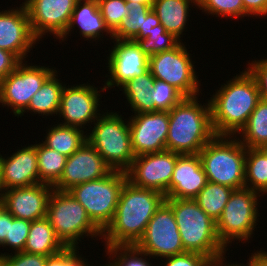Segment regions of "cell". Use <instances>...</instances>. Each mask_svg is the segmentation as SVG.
<instances>
[{"label":"cell","instance_id":"ac0fdd59","mask_svg":"<svg viewBox=\"0 0 267 266\" xmlns=\"http://www.w3.org/2000/svg\"><path fill=\"white\" fill-rule=\"evenodd\" d=\"M3 10H0V49L25 61L34 45L40 42L31 30L27 9L22 3L19 8Z\"/></svg>","mask_w":267,"mask_h":266},{"label":"cell","instance_id":"681fc988","mask_svg":"<svg viewBox=\"0 0 267 266\" xmlns=\"http://www.w3.org/2000/svg\"><path fill=\"white\" fill-rule=\"evenodd\" d=\"M126 2H138L143 4H153L154 0H125Z\"/></svg>","mask_w":267,"mask_h":266},{"label":"cell","instance_id":"db71d44e","mask_svg":"<svg viewBox=\"0 0 267 266\" xmlns=\"http://www.w3.org/2000/svg\"><path fill=\"white\" fill-rule=\"evenodd\" d=\"M100 266H102V265H100ZM103 266H112L110 263H109V261H108V263L107 264H105V265H103Z\"/></svg>","mask_w":267,"mask_h":266},{"label":"cell","instance_id":"52a82bcc","mask_svg":"<svg viewBox=\"0 0 267 266\" xmlns=\"http://www.w3.org/2000/svg\"><path fill=\"white\" fill-rule=\"evenodd\" d=\"M47 218L57 238L65 247L79 248V242L82 243L86 236L91 240L102 238V231L91 221L86 209L68 191L53 189L48 202Z\"/></svg>","mask_w":267,"mask_h":266},{"label":"cell","instance_id":"f5cc1de1","mask_svg":"<svg viewBox=\"0 0 267 266\" xmlns=\"http://www.w3.org/2000/svg\"><path fill=\"white\" fill-rule=\"evenodd\" d=\"M267 154V146L261 148Z\"/></svg>","mask_w":267,"mask_h":266},{"label":"cell","instance_id":"9c48e42d","mask_svg":"<svg viewBox=\"0 0 267 266\" xmlns=\"http://www.w3.org/2000/svg\"><path fill=\"white\" fill-rule=\"evenodd\" d=\"M127 181L126 172L112 170L105 177L78 184L68 192L86 209L91 221L103 232L111 223Z\"/></svg>","mask_w":267,"mask_h":266},{"label":"cell","instance_id":"cb8c5ba5","mask_svg":"<svg viewBox=\"0 0 267 266\" xmlns=\"http://www.w3.org/2000/svg\"><path fill=\"white\" fill-rule=\"evenodd\" d=\"M153 4L127 2L129 14L122 19L119 26L112 32L113 39L132 40L145 39L150 29L160 24Z\"/></svg>","mask_w":267,"mask_h":266},{"label":"cell","instance_id":"816d5d0a","mask_svg":"<svg viewBox=\"0 0 267 266\" xmlns=\"http://www.w3.org/2000/svg\"><path fill=\"white\" fill-rule=\"evenodd\" d=\"M3 188L1 186V182H0V201L2 200V196H3Z\"/></svg>","mask_w":267,"mask_h":266},{"label":"cell","instance_id":"f35d334b","mask_svg":"<svg viewBox=\"0 0 267 266\" xmlns=\"http://www.w3.org/2000/svg\"><path fill=\"white\" fill-rule=\"evenodd\" d=\"M99 10L106 26L113 32L120 24L121 20L129 14L127 2L125 0H97Z\"/></svg>","mask_w":267,"mask_h":266},{"label":"cell","instance_id":"e0dca14e","mask_svg":"<svg viewBox=\"0 0 267 266\" xmlns=\"http://www.w3.org/2000/svg\"><path fill=\"white\" fill-rule=\"evenodd\" d=\"M126 119L135 156L166 150L169 111L138 113Z\"/></svg>","mask_w":267,"mask_h":266},{"label":"cell","instance_id":"4dcf8cb0","mask_svg":"<svg viewBox=\"0 0 267 266\" xmlns=\"http://www.w3.org/2000/svg\"><path fill=\"white\" fill-rule=\"evenodd\" d=\"M245 188L267 196V154L261 148H247Z\"/></svg>","mask_w":267,"mask_h":266},{"label":"cell","instance_id":"484cf974","mask_svg":"<svg viewBox=\"0 0 267 266\" xmlns=\"http://www.w3.org/2000/svg\"><path fill=\"white\" fill-rule=\"evenodd\" d=\"M58 72L59 71L56 70L33 95L28 107L19 115L20 118H22L21 116H25L24 113L29 111L31 114L42 115V117L46 119L47 116L58 115L61 95L65 86V83L58 77Z\"/></svg>","mask_w":267,"mask_h":266},{"label":"cell","instance_id":"4fadbf2b","mask_svg":"<svg viewBox=\"0 0 267 266\" xmlns=\"http://www.w3.org/2000/svg\"><path fill=\"white\" fill-rule=\"evenodd\" d=\"M99 89V90H98ZM101 89V90H100ZM106 91L104 86L101 88L95 87L90 83L78 85L73 84L64 86L61 95V104L58 113V118H62V125L85 129L88 132L87 126L93 124L99 117L101 92ZM93 122V123H92ZM86 126V127H85Z\"/></svg>","mask_w":267,"mask_h":266},{"label":"cell","instance_id":"44dd1931","mask_svg":"<svg viewBox=\"0 0 267 266\" xmlns=\"http://www.w3.org/2000/svg\"><path fill=\"white\" fill-rule=\"evenodd\" d=\"M0 182L3 190L39 183L36 143H28L8 157L0 154Z\"/></svg>","mask_w":267,"mask_h":266},{"label":"cell","instance_id":"7402d4cb","mask_svg":"<svg viewBox=\"0 0 267 266\" xmlns=\"http://www.w3.org/2000/svg\"><path fill=\"white\" fill-rule=\"evenodd\" d=\"M207 177L198 154L180 155L165 198L194 199L206 185Z\"/></svg>","mask_w":267,"mask_h":266},{"label":"cell","instance_id":"3957f363","mask_svg":"<svg viewBox=\"0 0 267 266\" xmlns=\"http://www.w3.org/2000/svg\"><path fill=\"white\" fill-rule=\"evenodd\" d=\"M198 97H185L169 111L166 150L181 155L199 154L215 136L209 100L202 105Z\"/></svg>","mask_w":267,"mask_h":266},{"label":"cell","instance_id":"7bdbcfd3","mask_svg":"<svg viewBox=\"0 0 267 266\" xmlns=\"http://www.w3.org/2000/svg\"><path fill=\"white\" fill-rule=\"evenodd\" d=\"M247 66L246 69L257 83L261 100L267 101V58L249 61Z\"/></svg>","mask_w":267,"mask_h":266},{"label":"cell","instance_id":"f6af8a7d","mask_svg":"<svg viewBox=\"0 0 267 266\" xmlns=\"http://www.w3.org/2000/svg\"><path fill=\"white\" fill-rule=\"evenodd\" d=\"M245 12L256 18L267 17V0H242ZM258 16V17H257Z\"/></svg>","mask_w":267,"mask_h":266},{"label":"cell","instance_id":"ba28073f","mask_svg":"<svg viewBox=\"0 0 267 266\" xmlns=\"http://www.w3.org/2000/svg\"><path fill=\"white\" fill-rule=\"evenodd\" d=\"M259 197L264 198L260 193L247 188L232 192L216 222L217 237L227 250L235 240L249 244V240L253 238L257 222H260Z\"/></svg>","mask_w":267,"mask_h":266},{"label":"cell","instance_id":"277c9868","mask_svg":"<svg viewBox=\"0 0 267 266\" xmlns=\"http://www.w3.org/2000/svg\"><path fill=\"white\" fill-rule=\"evenodd\" d=\"M172 208L185 252L204 255L212 262L226 256L227 249L217 237L216 222L194 199L165 198Z\"/></svg>","mask_w":267,"mask_h":266},{"label":"cell","instance_id":"f907efd6","mask_svg":"<svg viewBox=\"0 0 267 266\" xmlns=\"http://www.w3.org/2000/svg\"><path fill=\"white\" fill-rule=\"evenodd\" d=\"M0 266H4V255L0 253Z\"/></svg>","mask_w":267,"mask_h":266},{"label":"cell","instance_id":"ffe728a7","mask_svg":"<svg viewBox=\"0 0 267 266\" xmlns=\"http://www.w3.org/2000/svg\"><path fill=\"white\" fill-rule=\"evenodd\" d=\"M53 186L38 183L32 186L3 191L1 203L15 218L28 221L47 217V209Z\"/></svg>","mask_w":267,"mask_h":266},{"label":"cell","instance_id":"5bb4252c","mask_svg":"<svg viewBox=\"0 0 267 266\" xmlns=\"http://www.w3.org/2000/svg\"><path fill=\"white\" fill-rule=\"evenodd\" d=\"M181 154L164 150L135 156L126 171L127 181L139 188L153 189L166 196L174 167Z\"/></svg>","mask_w":267,"mask_h":266},{"label":"cell","instance_id":"f1b7e54d","mask_svg":"<svg viewBox=\"0 0 267 266\" xmlns=\"http://www.w3.org/2000/svg\"><path fill=\"white\" fill-rule=\"evenodd\" d=\"M46 136L42 142L49 148L70 157L86 141V131L83 129L62 125L57 122L53 126L46 127Z\"/></svg>","mask_w":267,"mask_h":266},{"label":"cell","instance_id":"8d00e7d4","mask_svg":"<svg viewBox=\"0 0 267 266\" xmlns=\"http://www.w3.org/2000/svg\"><path fill=\"white\" fill-rule=\"evenodd\" d=\"M151 96L157 111H170L185 98L174 86L158 79L155 80Z\"/></svg>","mask_w":267,"mask_h":266},{"label":"cell","instance_id":"ab89813d","mask_svg":"<svg viewBox=\"0 0 267 266\" xmlns=\"http://www.w3.org/2000/svg\"><path fill=\"white\" fill-rule=\"evenodd\" d=\"M79 250L80 248L76 247H65L62 251L48 256L45 266H93L88 264V258L79 254Z\"/></svg>","mask_w":267,"mask_h":266},{"label":"cell","instance_id":"d6986e66","mask_svg":"<svg viewBox=\"0 0 267 266\" xmlns=\"http://www.w3.org/2000/svg\"><path fill=\"white\" fill-rule=\"evenodd\" d=\"M111 171L99 152L86 141L67 157L63 174L53 189L68 191L78 184L101 179Z\"/></svg>","mask_w":267,"mask_h":266},{"label":"cell","instance_id":"603a6c76","mask_svg":"<svg viewBox=\"0 0 267 266\" xmlns=\"http://www.w3.org/2000/svg\"><path fill=\"white\" fill-rule=\"evenodd\" d=\"M75 27H79L80 36L84 37L83 39L86 41L92 40L97 44V42L103 40L101 38L104 37V33L111 41L113 40V34L105 24L97 0L76 1L68 28L58 39L59 43L66 41V39H68L67 37L71 35V32H74Z\"/></svg>","mask_w":267,"mask_h":266},{"label":"cell","instance_id":"2e32d148","mask_svg":"<svg viewBox=\"0 0 267 266\" xmlns=\"http://www.w3.org/2000/svg\"><path fill=\"white\" fill-rule=\"evenodd\" d=\"M77 0H24L30 26L40 41L44 35L59 39L68 28ZM55 36V37H54Z\"/></svg>","mask_w":267,"mask_h":266},{"label":"cell","instance_id":"9a60e30c","mask_svg":"<svg viewBox=\"0 0 267 266\" xmlns=\"http://www.w3.org/2000/svg\"><path fill=\"white\" fill-rule=\"evenodd\" d=\"M114 46L109 49L107 62L108 79L102 84L105 90L118 87L119 89L128 81L146 73L149 70V57L140 49L133 40L112 41Z\"/></svg>","mask_w":267,"mask_h":266},{"label":"cell","instance_id":"4316f807","mask_svg":"<svg viewBox=\"0 0 267 266\" xmlns=\"http://www.w3.org/2000/svg\"><path fill=\"white\" fill-rule=\"evenodd\" d=\"M65 246L57 238L50 220L45 217L31 222L24 251L29 254L51 256L62 251Z\"/></svg>","mask_w":267,"mask_h":266},{"label":"cell","instance_id":"b9f144b4","mask_svg":"<svg viewBox=\"0 0 267 266\" xmlns=\"http://www.w3.org/2000/svg\"><path fill=\"white\" fill-rule=\"evenodd\" d=\"M163 266H211L212 261L202 254L185 252L179 255L162 258Z\"/></svg>","mask_w":267,"mask_h":266},{"label":"cell","instance_id":"d4e9b609","mask_svg":"<svg viewBox=\"0 0 267 266\" xmlns=\"http://www.w3.org/2000/svg\"><path fill=\"white\" fill-rule=\"evenodd\" d=\"M191 5V6H190ZM195 6L198 9L197 0H154L152 9L156 12L160 24L181 42L184 31L187 30V21L190 10ZM191 9H190V8Z\"/></svg>","mask_w":267,"mask_h":266},{"label":"cell","instance_id":"6da1fadb","mask_svg":"<svg viewBox=\"0 0 267 266\" xmlns=\"http://www.w3.org/2000/svg\"><path fill=\"white\" fill-rule=\"evenodd\" d=\"M164 201L162 193L139 188L126 181L120 192L116 213L102 232L104 247L135 245Z\"/></svg>","mask_w":267,"mask_h":266},{"label":"cell","instance_id":"8fae6325","mask_svg":"<svg viewBox=\"0 0 267 266\" xmlns=\"http://www.w3.org/2000/svg\"><path fill=\"white\" fill-rule=\"evenodd\" d=\"M27 62L21 61L14 71L0 81V104L3 108H11L17 118L28 107L33 95L56 71L55 67L28 65Z\"/></svg>","mask_w":267,"mask_h":266},{"label":"cell","instance_id":"7a4b0ae2","mask_svg":"<svg viewBox=\"0 0 267 266\" xmlns=\"http://www.w3.org/2000/svg\"><path fill=\"white\" fill-rule=\"evenodd\" d=\"M225 83L210 95L212 127L215 135L236 136L261 100L260 93L246 68Z\"/></svg>","mask_w":267,"mask_h":266},{"label":"cell","instance_id":"7dc6e473","mask_svg":"<svg viewBox=\"0 0 267 266\" xmlns=\"http://www.w3.org/2000/svg\"><path fill=\"white\" fill-rule=\"evenodd\" d=\"M262 249L251 253V256L247 259V266H267V251Z\"/></svg>","mask_w":267,"mask_h":266},{"label":"cell","instance_id":"ee69618b","mask_svg":"<svg viewBox=\"0 0 267 266\" xmlns=\"http://www.w3.org/2000/svg\"><path fill=\"white\" fill-rule=\"evenodd\" d=\"M20 62L13 53L0 49V81L14 71Z\"/></svg>","mask_w":267,"mask_h":266},{"label":"cell","instance_id":"c3c4849f","mask_svg":"<svg viewBox=\"0 0 267 266\" xmlns=\"http://www.w3.org/2000/svg\"><path fill=\"white\" fill-rule=\"evenodd\" d=\"M225 257H226V256H224V257H222V258H219V259L213 261V262L211 263V266H247V263H246V264L238 263V262H236V263H234V264L231 263V262L227 263V262H225V261H227ZM230 263H231V264H230Z\"/></svg>","mask_w":267,"mask_h":266},{"label":"cell","instance_id":"f546056e","mask_svg":"<svg viewBox=\"0 0 267 266\" xmlns=\"http://www.w3.org/2000/svg\"><path fill=\"white\" fill-rule=\"evenodd\" d=\"M236 136L246 148L267 146V101L258 102L246 125Z\"/></svg>","mask_w":267,"mask_h":266},{"label":"cell","instance_id":"8992f818","mask_svg":"<svg viewBox=\"0 0 267 266\" xmlns=\"http://www.w3.org/2000/svg\"><path fill=\"white\" fill-rule=\"evenodd\" d=\"M106 111H101L103 114L92 124L94 127H88L92 129L86 133L87 142L112 170L126 172L135 158L129 122L119 112Z\"/></svg>","mask_w":267,"mask_h":266},{"label":"cell","instance_id":"d590c367","mask_svg":"<svg viewBox=\"0 0 267 266\" xmlns=\"http://www.w3.org/2000/svg\"><path fill=\"white\" fill-rule=\"evenodd\" d=\"M198 9L202 10L204 14H209L214 17H221L224 19H239L250 17L244 10L242 0H197Z\"/></svg>","mask_w":267,"mask_h":266},{"label":"cell","instance_id":"7c38bea8","mask_svg":"<svg viewBox=\"0 0 267 266\" xmlns=\"http://www.w3.org/2000/svg\"><path fill=\"white\" fill-rule=\"evenodd\" d=\"M135 246L150 254L152 259H161L162 262V258L185 253L175 215L165 201L156 210Z\"/></svg>","mask_w":267,"mask_h":266},{"label":"cell","instance_id":"836d02e7","mask_svg":"<svg viewBox=\"0 0 267 266\" xmlns=\"http://www.w3.org/2000/svg\"><path fill=\"white\" fill-rule=\"evenodd\" d=\"M104 248L105 256L108 255L107 260L110 258L109 263L112 266H153L150 261L152 256L135 245H114Z\"/></svg>","mask_w":267,"mask_h":266},{"label":"cell","instance_id":"83f0119b","mask_svg":"<svg viewBox=\"0 0 267 266\" xmlns=\"http://www.w3.org/2000/svg\"><path fill=\"white\" fill-rule=\"evenodd\" d=\"M155 80L150 70H148L146 73L128 81L119 89L127 99L126 104L128 102V106H130V110L132 111L131 114L157 111L151 96V90Z\"/></svg>","mask_w":267,"mask_h":266},{"label":"cell","instance_id":"d6a6232c","mask_svg":"<svg viewBox=\"0 0 267 266\" xmlns=\"http://www.w3.org/2000/svg\"><path fill=\"white\" fill-rule=\"evenodd\" d=\"M234 190L231 187L207 181L194 200L209 217L217 222Z\"/></svg>","mask_w":267,"mask_h":266},{"label":"cell","instance_id":"1f68e13d","mask_svg":"<svg viewBox=\"0 0 267 266\" xmlns=\"http://www.w3.org/2000/svg\"><path fill=\"white\" fill-rule=\"evenodd\" d=\"M35 142L39 183L54 186L63 174L67 156L47 147L43 142Z\"/></svg>","mask_w":267,"mask_h":266},{"label":"cell","instance_id":"bcb514c9","mask_svg":"<svg viewBox=\"0 0 267 266\" xmlns=\"http://www.w3.org/2000/svg\"><path fill=\"white\" fill-rule=\"evenodd\" d=\"M9 230V211L3 206H0V245L5 241Z\"/></svg>","mask_w":267,"mask_h":266},{"label":"cell","instance_id":"e575fe53","mask_svg":"<svg viewBox=\"0 0 267 266\" xmlns=\"http://www.w3.org/2000/svg\"><path fill=\"white\" fill-rule=\"evenodd\" d=\"M140 49L149 57L154 54L169 51L177 47L181 41L161 25H157L150 29V35L145 39H132Z\"/></svg>","mask_w":267,"mask_h":266},{"label":"cell","instance_id":"5b68a950","mask_svg":"<svg viewBox=\"0 0 267 266\" xmlns=\"http://www.w3.org/2000/svg\"><path fill=\"white\" fill-rule=\"evenodd\" d=\"M246 151L237 136L215 135L198 154L207 181L245 188Z\"/></svg>","mask_w":267,"mask_h":266},{"label":"cell","instance_id":"60d3db41","mask_svg":"<svg viewBox=\"0 0 267 266\" xmlns=\"http://www.w3.org/2000/svg\"><path fill=\"white\" fill-rule=\"evenodd\" d=\"M4 266H45L47 256L41 254H29L26 252L2 253Z\"/></svg>","mask_w":267,"mask_h":266},{"label":"cell","instance_id":"74e56055","mask_svg":"<svg viewBox=\"0 0 267 266\" xmlns=\"http://www.w3.org/2000/svg\"><path fill=\"white\" fill-rule=\"evenodd\" d=\"M30 226L31 221L15 218L9 213L8 235L0 247L2 246V249L9 247L13 253L24 251Z\"/></svg>","mask_w":267,"mask_h":266},{"label":"cell","instance_id":"30bf717a","mask_svg":"<svg viewBox=\"0 0 267 266\" xmlns=\"http://www.w3.org/2000/svg\"><path fill=\"white\" fill-rule=\"evenodd\" d=\"M185 43L181 42L174 49L149 56V70L155 79L169 83L185 97L200 96L202 85L194 69L195 61Z\"/></svg>","mask_w":267,"mask_h":266}]
</instances>
